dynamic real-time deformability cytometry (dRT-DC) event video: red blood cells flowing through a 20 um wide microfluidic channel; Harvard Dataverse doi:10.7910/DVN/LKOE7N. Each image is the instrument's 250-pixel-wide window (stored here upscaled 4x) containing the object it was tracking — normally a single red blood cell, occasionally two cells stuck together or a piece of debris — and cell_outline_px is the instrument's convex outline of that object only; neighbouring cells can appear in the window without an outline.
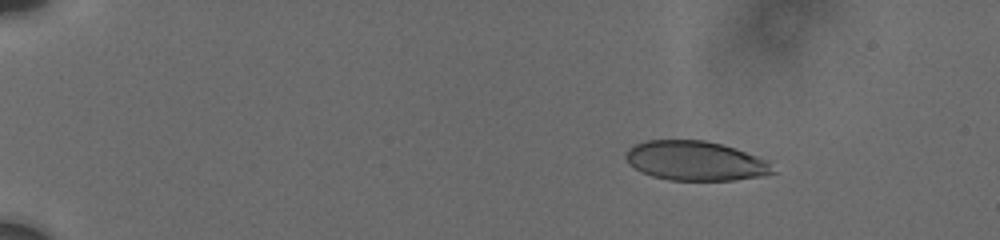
{"species": "human", "species_latin": "Homo sapiens", "temperature_condition": "cold", "stored_images_in_passage": 16, "camera_frame_rate_fps": 3000, "um_per_image_px": 0.085, "donor": {"sex": "male"}, "frame": {"image": 1, "passage_image": 8, "time_ms": 2.333, "image_size_px": [1000, 240], "cell_outline_px": [[776, 172], [764, 176], [732, 180], [668, 180], [652, 176], [640, 172], [628, 164], [624, 156], [628, 148], [644, 140], [704, 140], [724, 144], [736, 148], [768, 160]], "centroid_in_image_um": [59.1, 13.67], "position_along_channel_um": 25.9, "area_um2": 34.22}}
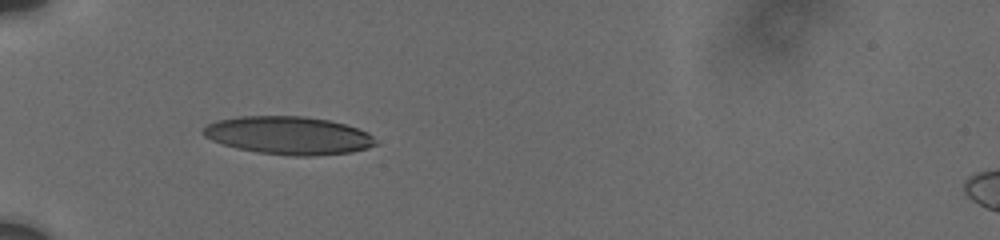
{"frame": {"image": 2, "passage_image": 14, "time_ms": 6.0, "image_size_px": [1000, 240], "cell_outline_px": [[380, 144], [368, 148], [352, 152], [312, 156], [296, 156], [256, 152], [236, 148], [212, 140], [204, 136], [200, 132], [208, 124], [216, 120], [240, 116], [304, 116], [328, 120], [344, 124], [368, 132]], "centroid_in_image_um": [24.53, 11.51], "position_along_channel_um": 60.5, "area_um2": 38.26}}
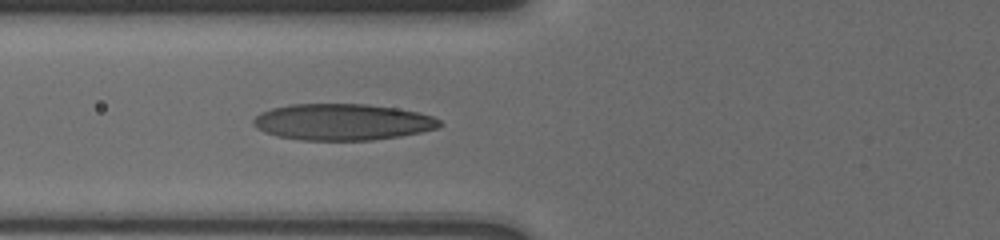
{"frame": {"image": 3, "passage_image": 16, "time_ms": 7.333, "image_size_px": [1000, 240], "cell_outline_px": [[444, 124], [440, 128], [400, 136], [372, 140], [300, 140], [276, 136], [264, 132], [256, 128], [252, 124], [252, 120], [260, 112], [272, 108], [292, 104], [368, 104], [396, 108], [416, 112], [432, 116], [440, 120]], "centroid_in_image_um": [29.1, 10.37], "position_along_channel_um": 96.7, "area_um2": 39.71}}